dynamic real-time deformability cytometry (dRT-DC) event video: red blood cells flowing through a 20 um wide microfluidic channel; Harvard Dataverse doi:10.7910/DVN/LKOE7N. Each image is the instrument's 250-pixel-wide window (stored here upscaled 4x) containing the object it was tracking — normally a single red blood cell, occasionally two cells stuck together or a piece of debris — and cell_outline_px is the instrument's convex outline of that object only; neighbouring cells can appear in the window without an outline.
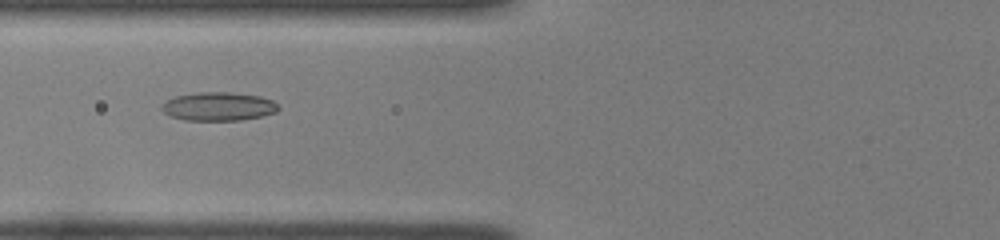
{"species": "common noctule bat (a hibernating species)", "species_latin": "Nyctalus noctula", "temperature_condition": "room temperature", "stored_images_in_passage": 44, "camera_frame_rate_fps": 3000, "um_per_image_px": 0.085, "animal": {"sex": "female", "body_mass_g": 22.0, "forearm_length_mm": 56.7}, "frame": {"image": 1, "passage_image": 15, "time_ms": 4.667, "image_size_px": [1000, 240], "cell_outline_px": [[280, 108], [276, 112], [260, 116], [240, 120], [184, 120], [168, 116], [160, 108], [160, 104], [176, 96], [196, 92], [232, 92], [260, 96], [272, 100]], "centroid_in_image_um": [18.53, 9.04], "position_along_channel_um": 107.3, "area_um2": 19.48}}
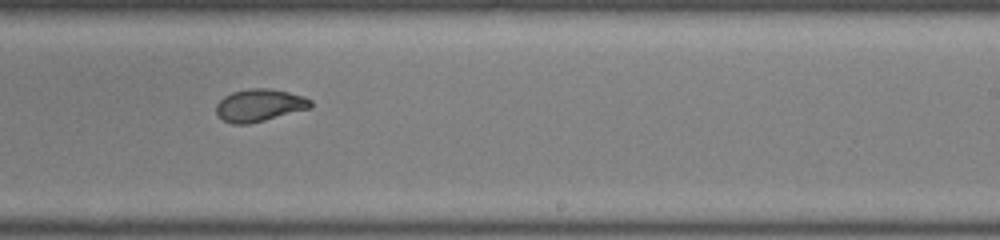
{"frame": {"image": 2, "passage_image": 27, "time_ms": 8.667, "image_size_px": [1000, 240], "cell_outline_px": [[312, 108], [248, 124], [232, 124], [224, 120], [216, 112], [216, 104], [224, 96], [232, 92], [248, 88], [268, 88], [288, 92], [304, 96], [312, 100]], "centroid_in_image_um": [22.07, 8.94], "position_along_channel_um": 266.9, "area_um2": 17.86}}
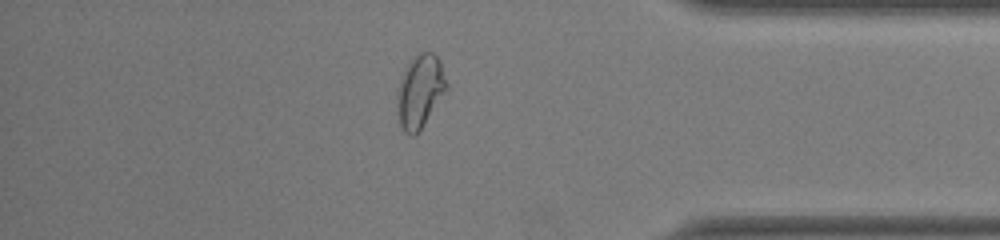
{"frame": {"image": 3, "passage_image": 38, "time_ms": 12.333, "image_size_px": [1000, 240], "cell_outline_px": [[448, 88], [420, 128], [412, 136], [404, 132], [400, 124], [400, 80], [412, 56], [420, 52], [432, 52], [440, 60], [448, 84]], "centroid_in_image_um": [35.76, 7.68], "position_along_channel_um": 399.4, "area_um2": 20.0}, "authors_computed_cell_mechanics": {"area_um2": 18.496, "velocity_mm_per_s": 4.0015, "shape_relaxation_time_tau1_ms": 10.7188, "shape_relaxation_time_tau2_ms": 1.1749, "deformation_change_tau1": 0.2752, "deformation_change_tau2": 0.0544}}